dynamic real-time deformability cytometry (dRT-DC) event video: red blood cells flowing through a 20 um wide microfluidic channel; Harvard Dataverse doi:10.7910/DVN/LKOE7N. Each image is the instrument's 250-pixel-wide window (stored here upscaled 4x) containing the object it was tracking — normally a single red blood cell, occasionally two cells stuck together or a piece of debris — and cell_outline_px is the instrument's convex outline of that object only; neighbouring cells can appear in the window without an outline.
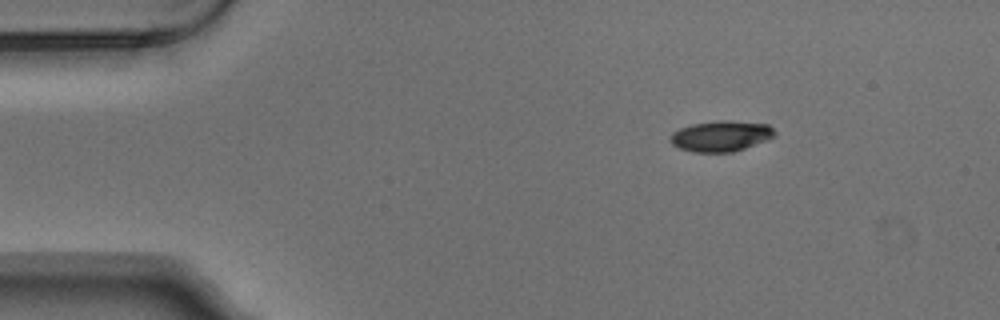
{"species": "Egyptian fruit bat (a non-hibernating species)", "species_latin": "Rousettus aegyptiacus", "temperature_condition": "warm", "stored_images_in_passage": 3, "camera_frame_rate_fps": 3000, "um_per_image_px": 0.085, "animal": {"sex": "male"}, "frame": {"image": 1, "passage_image": 1, "time_ms": 0.0, "image_size_px": [1000, 320], "cell_outline_px": [[776, 136], [768, 140], [732, 152], [692, 152], [680, 148], [672, 144], [668, 140], [668, 136], [672, 132], [680, 128], [692, 124], [720, 120], [724, 120], [768, 124], [776, 132]], "centroid_in_image_um": [61.26, 11.57], "position_along_channel_um": 23.7, "area_um2": 18.79}}